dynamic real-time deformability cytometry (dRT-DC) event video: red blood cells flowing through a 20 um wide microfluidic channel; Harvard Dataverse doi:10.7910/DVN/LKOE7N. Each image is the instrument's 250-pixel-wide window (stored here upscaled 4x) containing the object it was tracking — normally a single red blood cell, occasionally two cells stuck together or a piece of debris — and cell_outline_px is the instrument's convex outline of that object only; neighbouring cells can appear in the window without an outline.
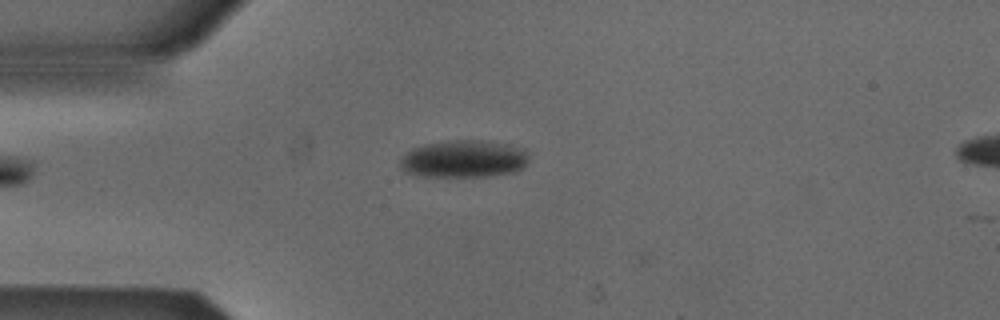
{"species": "Egyptian fruit bat (a non-hibernating species)", "species_latin": "Rousettus aegyptiacus", "temperature_condition": "cold", "stored_images_in_passage": 8, "camera_frame_rate_fps": 3000, "um_per_image_px": 0.085, "animal": {"sex": "male"}, "frame": {"image": 1, "passage_image": 7, "time_ms": 2.0, "image_size_px": [1000, 320], "cell_outline_px": [[528, 160], [516, 172], [484, 176], [416, 176], [404, 172], [400, 168], [400, 160], [412, 148], [424, 144], [448, 140], [480, 140], [508, 144], [524, 148], [528, 156]], "centroid_in_image_um": [39.39, 13.5], "position_along_channel_um": 45.6, "area_um2": 28.09}}